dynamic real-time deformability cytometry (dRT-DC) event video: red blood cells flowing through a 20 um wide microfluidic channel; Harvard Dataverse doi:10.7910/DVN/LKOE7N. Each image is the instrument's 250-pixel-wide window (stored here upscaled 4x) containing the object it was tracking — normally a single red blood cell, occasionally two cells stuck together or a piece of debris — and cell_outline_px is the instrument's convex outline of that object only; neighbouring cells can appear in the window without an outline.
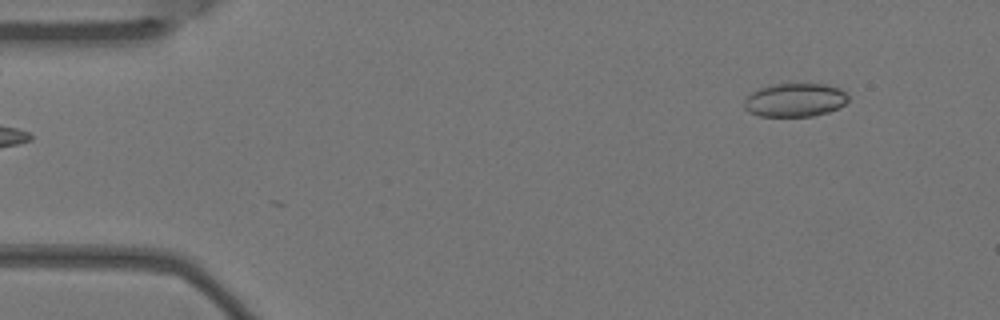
{"species": "Egyptian fruit bat (a non-hibernating species)", "species_latin": "Rousettus aegyptiacus", "temperature_condition": "warm", "stored_images_in_passage": 5, "camera_frame_rate_fps": 3000, "um_per_image_px": 0.085, "animal": {"sex": "female"}, "frame": {"image": 1, "passage_image": 5, "time_ms": 1.333, "image_size_px": [1000, 320], "cell_outline_px": [[848, 100], [844, 104], [828, 112], [812, 116], [760, 116], [748, 112], [744, 108], [744, 100], [752, 92], [760, 88], [776, 84], [824, 84], [840, 88], [848, 92]], "centroid_in_image_um": [67.58, 8.5], "position_along_channel_um": 17.4, "area_um2": 20.29}}